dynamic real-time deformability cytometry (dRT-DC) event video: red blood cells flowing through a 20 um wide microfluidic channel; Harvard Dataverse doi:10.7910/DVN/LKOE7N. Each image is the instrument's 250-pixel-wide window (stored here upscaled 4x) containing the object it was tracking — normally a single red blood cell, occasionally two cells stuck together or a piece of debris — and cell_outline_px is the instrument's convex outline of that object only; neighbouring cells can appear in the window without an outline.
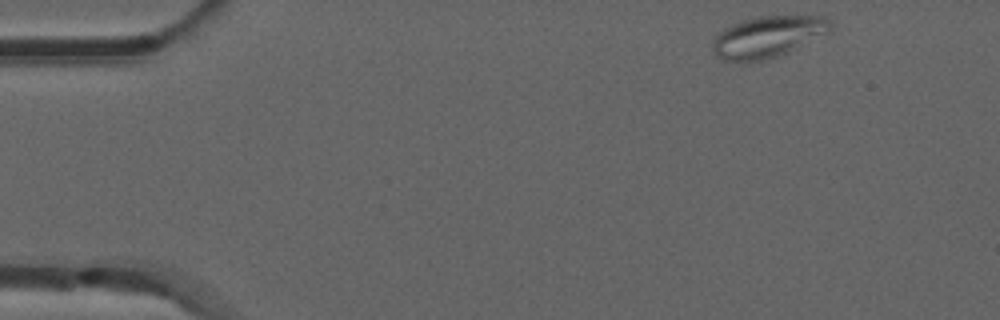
{"species": "common noctule bat (a hibernating species)", "species_latin": "Nyctalus noctula", "temperature_condition": "room temperature", "stored_images_in_passage": 48, "camera_frame_rate_fps": 3000, "um_per_image_px": 0.085, "animal": {"sex": "male", "forearm_length_mm": 52.5}, "frame": {"image": 1, "passage_image": 1, "time_ms": 0.0, "image_size_px": [1000, 320], "cell_outline_px": [[832, 28], [828, 32], [788, 52], [764, 60], [724, 60], [716, 56], [712, 52], [712, 44], [716, 36], [724, 28], [740, 20], [756, 16], [824, 16], [832, 24]], "centroid_in_image_um": [65.24, 3.1], "position_along_channel_um": 19.8, "area_um2": 28.09}}
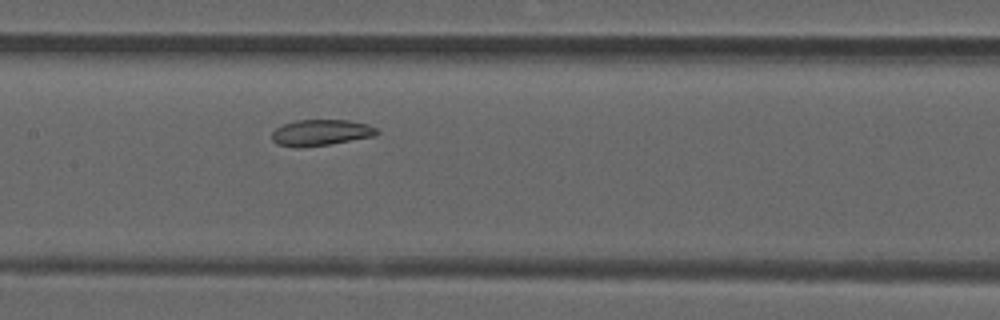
{"frame": {"image": 2, "passage_image": 21, "time_ms": 6.667, "image_size_px": [1000, 320], "cell_outline_px": [[380, 132], [376, 136], [328, 144], [296, 148], [276, 144], [272, 140], [272, 132], [276, 128], [284, 124], [296, 120], [348, 120], [368, 124], [376, 128]], "centroid_in_image_um": [27.27, 11.27], "position_along_channel_um": 180.1, "area_um2": 16.01}}
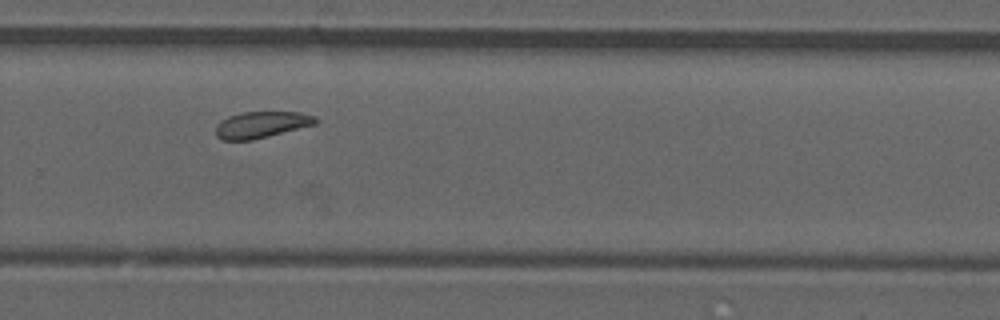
{"frame": {"image": 3, "passage_image": 31, "time_ms": 10.0, "image_size_px": [1000, 320], "cell_outline_px": [[320, 120], [316, 124], [252, 140], [220, 140], [216, 136], [216, 124], [220, 120], [228, 116], [240, 112], [300, 112], [316, 116]], "centroid_in_image_um": [22.21, 10.59], "position_along_channel_um": 307.6, "area_um2": 15.55}, "authors_computed_cell_mechanics": {"area_um2": 16.7042, "velocity_mm_per_s": 3.8416, "shape_relaxation_time_tau1_ms": null, "shape_relaxation_time_tau2_ms": 3.8179, "deformation_change_tau1": null, "deformation_change_tau2": 0.081}}